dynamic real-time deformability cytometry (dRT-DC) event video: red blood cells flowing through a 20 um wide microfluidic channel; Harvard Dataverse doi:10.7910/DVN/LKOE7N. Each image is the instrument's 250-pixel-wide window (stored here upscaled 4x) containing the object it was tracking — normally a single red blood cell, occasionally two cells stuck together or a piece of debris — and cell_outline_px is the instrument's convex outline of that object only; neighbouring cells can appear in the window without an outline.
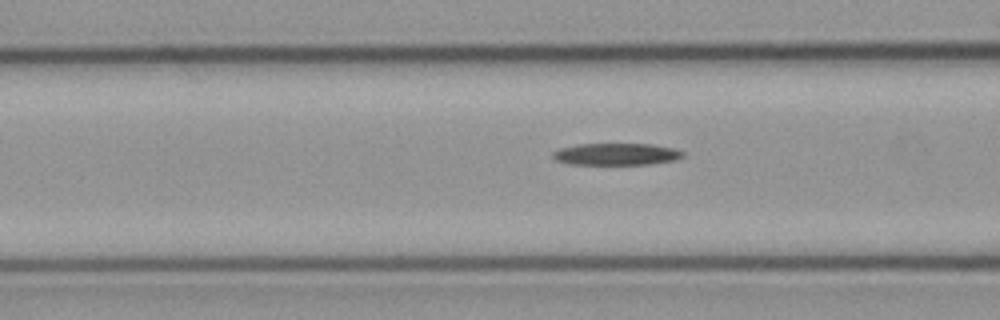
{"species": "common noctule bat (a hibernating species)", "species_latin": "Nyctalus noctula", "temperature_condition": "cold", "stored_images_in_passage": 26, "camera_frame_rate_fps": 3000, "um_per_image_px": 0.085, "animal": {"sex": "male", "body_mass_g": 23.1, "forearm_length_mm": 52.7}, "frame": {"image": 1, "passage_image": 4, "time_ms": 1.0, "image_size_px": [1000, 320], "cell_outline_px": [[684, 156], [676, 160], [648, 164], [572, 164], [556, 160], [552, 156], [552, 152], [560, 148], [576, 144], [652, 144], [676, 148], [684, 152]], "centroid_in_image_um": [52.42, 13.09], "position_along_channel_um": 114.2, "area_um2": 16.65}}
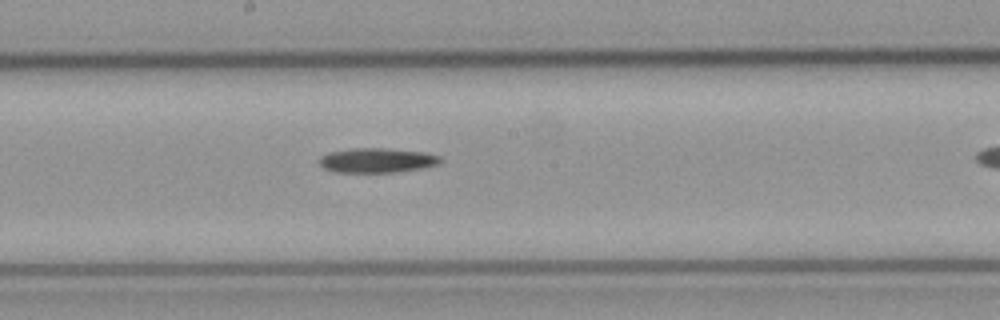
{"frame": {"image": 2, "passage_image": 12, "time_ms": 3.667, "image_size_px": [1000, 320], "cell_outline_px": [[440, 160], [436, 164], [420, 168], [392, 172], [336, 172], [324, 168], [320, 164], [320, 156], [328, 152], [352, 148], [384, 148], [424, 152], [440, 156]], "centroid_in_image_um": [31.98, 13.62], "position_along_channel_um": 216.2, "area_um2": 17.11}}
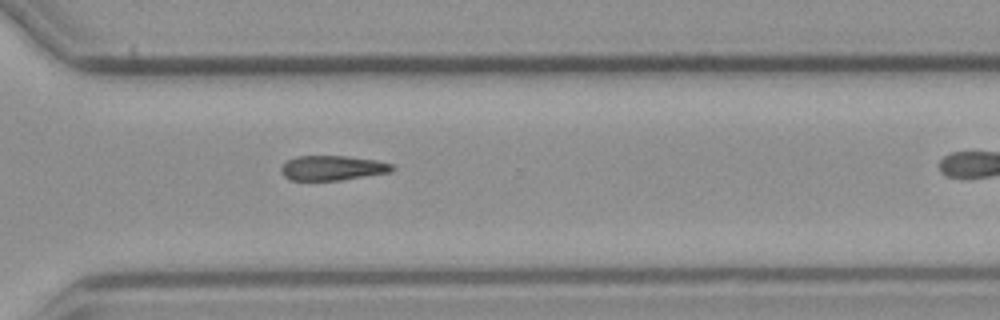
{"frame": {"image": 3, "passage_image": 22, "time_ms": 7.0, "image_size_px": [1000, 320], "cell_outline_px": [[396, 168], [392, 172], [340, 180], [292, 180], [284, 176], [280, 172], [280, 168], [288, 160], [296, 156], [344, 156], [372, 160], [392, 164]], "centroid_in_image_um": [28.25, 14.28], "position_along_channel_um": 342.4, "area_um2": 15.9}}